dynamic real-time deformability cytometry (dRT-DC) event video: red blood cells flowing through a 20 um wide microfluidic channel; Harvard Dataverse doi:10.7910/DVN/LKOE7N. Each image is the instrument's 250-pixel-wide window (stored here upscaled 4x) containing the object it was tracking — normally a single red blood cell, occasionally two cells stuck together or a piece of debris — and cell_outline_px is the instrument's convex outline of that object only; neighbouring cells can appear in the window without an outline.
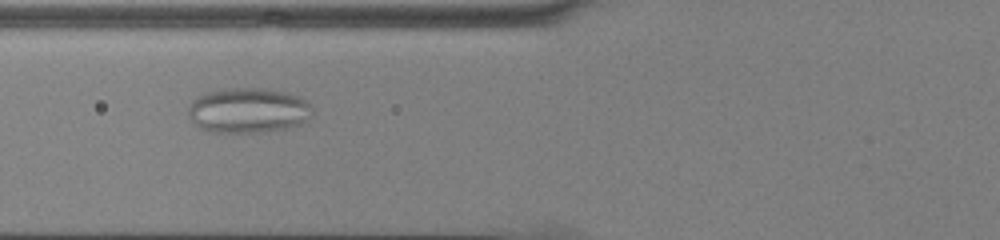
{"species": "common noctule bat (a hibernating species)", "species_latin": "Nyctalus noctula", "temperature_condition": "cold", "stored_images_in_passage": 46, "camera_frame_rate_fps": 3000, "um_per_image_px": 0.085, "animal": {"sex": "male", "body_mass_g": 13.0, "forearm_length_mm": 53.1}, "frame": {"image": 1, "passage_image": 15, "time_ms": 4.667, "image_size_px": [1000, 240], "cell_outline_px": [[312, 112], [300, 124], [288, 128], [256, 132], [212, 132], [200, 128], [188, 116], [188, 104], [196, 96], [204, 92], [220, 88], [264, 88], [288, 92], [300, 96], [312, 108]], "centroid_in_image_um": [21.04, 9.36], "position_along_channel_um": 104.8, "area_um2": 32.83}}
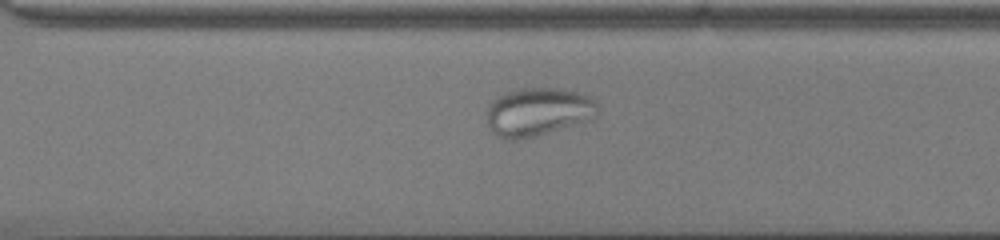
{"frame": {"image": 2, "passage_image": 32, "time_ms": 10.333, "image_size_px": [1000, 240], "cell_outline_px": [[600, 112], [596, 116], [536, 136], [516, 140], [512, 140], [500, 136], [488, 124], [484, 112], [488, 104], [496, 96], [504, 92], [524, 88], [560, 88], [576, 92], [588, 96], [600, 104]], "centroid_in_image_um": [45.7, 9.47], "position_along_channel_um": 324.9, "area_um2": 31.1}}
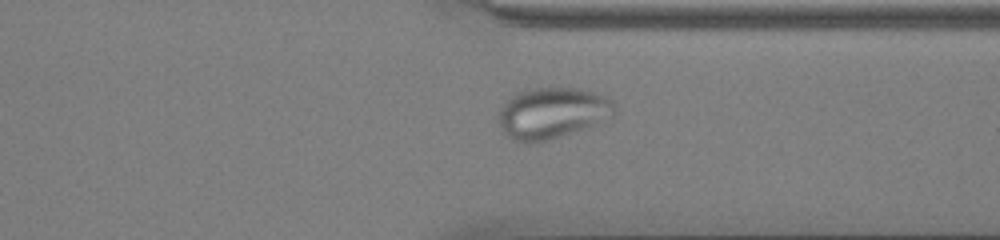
{"frame": {"image": 3, "passage_image": 35, "time_ms": 11.333, "image_size_px": [1000, 240], "cell_outline_px": [[616, 112], [612, 116], [592, 124], [560, 136], [548, 140], [528, 144], [524, 144], [512, 140], [500, 128], [500, 108], [512, 96], [520, 92], [532, 88], [580, 88], [608, 96], [616, 104]], "centroid_in_image_um": [46.95, 9.6], "position_along_channel_um": 364.5, "area_um2": 34.28}}